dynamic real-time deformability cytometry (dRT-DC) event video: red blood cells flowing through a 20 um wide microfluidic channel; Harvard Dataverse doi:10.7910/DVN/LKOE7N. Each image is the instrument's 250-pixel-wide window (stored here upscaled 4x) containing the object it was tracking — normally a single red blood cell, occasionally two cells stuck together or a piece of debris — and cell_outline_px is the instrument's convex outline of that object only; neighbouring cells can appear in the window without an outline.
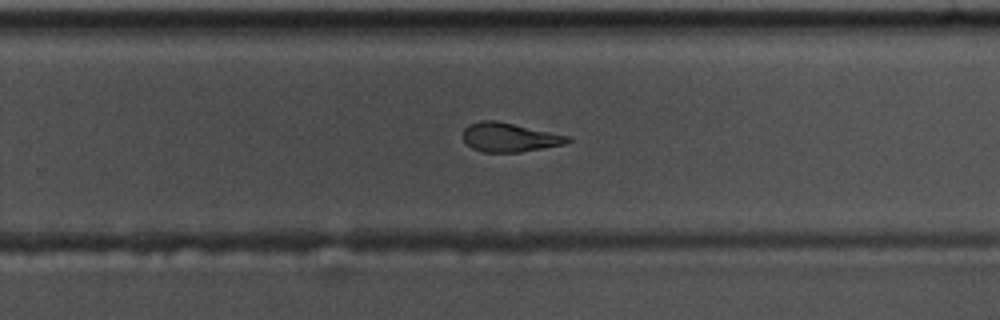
{"species": "common noctule bat (a hibernating species)", "species_latin": "Nyctalus noctula", "temperature_condition": "warm", "stored_images_in_passage": 55, "camera_frame_rate_fps": 3000, "um_per_image_px": 0.085, "animal": {"sex": "male", "body_mass_g": 17.5, "forearm_length_mm": 52.3}, "frame": {"image": 1, "passage_image": 35, "time_ms": 11.333, "image_size_px": [1000, 320], "cell_outline_px": [[572, 140], [564, 144], [520, 152], [484, 152], [472, 148], [464, 140], [464, 128], [468, 124], [480, 120], [496, 120], [568, 136]], "centroid_in_image_um": [43.27, 11.67], "position_along_channel_um": 286.5, "area_um2": 17.46}}
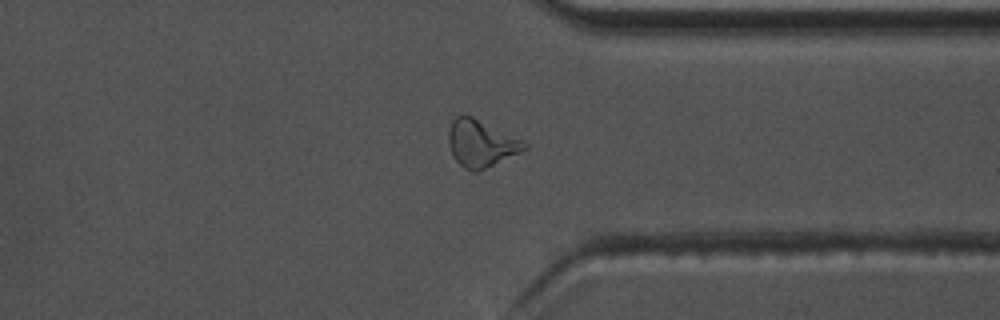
{"frame": {"image": 2, "passage_image": 42, "time_ms": 13.667, "image_size_px": [1000, 320], "cell_outline_px": [[528, 148], [476, 172], [472, 172], [464, 168], [456, 160], [448, 144], [448, 132], [452, 120], [456, 116], [472, 116], [528, 144]], "centroid_in_image_um": [40.84, 12.2], "position_along_channel_um": 370.6, "area_um2": 20.11}}
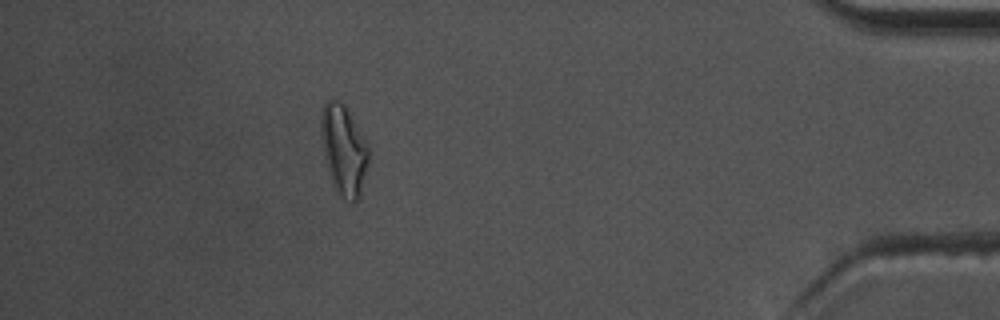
{"frame": {"image": 3, "passage_image": 49, "time_ms": 16.0, "image_size_px": [1000, 320], "cell_outline_px": [[368, 160], [360, 196], [356, 200], [344, 200], [336, 192], [332, 184], [324, 156], [320, 132], [320, 112], [324, 100], [336, 100], [344, 104], [364, 136], [368, 144]], "centroid_in_image_um": [29.19, 12.71], "position_along_channel_um": 406.0, "area_um2": 25.09}, "authors_computed_cell_mechanics": {"area_um2": 18.785, "velocity_mm_per_s": 3.691, "shape_relaxation_time_tau1_ms": 6.6647, "shape_relaxation_time_tau2_ms": 2.3095, "deformation_change_tau1": 0.2075, "deformation_change_tau2": 0.0949}}